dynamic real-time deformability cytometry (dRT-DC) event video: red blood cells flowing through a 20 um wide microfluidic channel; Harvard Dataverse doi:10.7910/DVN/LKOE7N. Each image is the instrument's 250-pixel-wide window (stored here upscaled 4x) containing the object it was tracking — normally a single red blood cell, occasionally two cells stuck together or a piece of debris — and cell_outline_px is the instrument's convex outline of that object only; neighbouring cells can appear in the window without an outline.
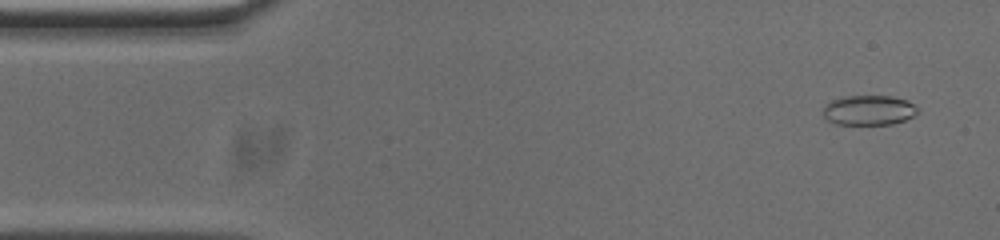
{"species": "common noctule bat (a hibernating species)", "species_latin": "Nyctalus noctula", "temperature_condition": "cold", "stored_images_in_passage": 53, "camera_frame_rate_fps": 3000, "um_per_image_px": 0.085, "animal": {"sex": "male", "body_mass_g": 20.0, "forearm_length_mm": 53.3}, "frame": {"image": 1, "passage_image": 3, "time_ms": 0.667, "image_size_px": [1000, 240], "cell_outline_px": [[920, 112], [904, 120], [892, 124], [836, 124], [828, 120], [824, 116], [824, 108], [832, 100], [844, 96], [892, 96], [908, 100], [920, 108]], "centroid_in_image_um": [73.91, 9.36], "position_along_channel_um": 11.1, "area_um2": 16.47}}
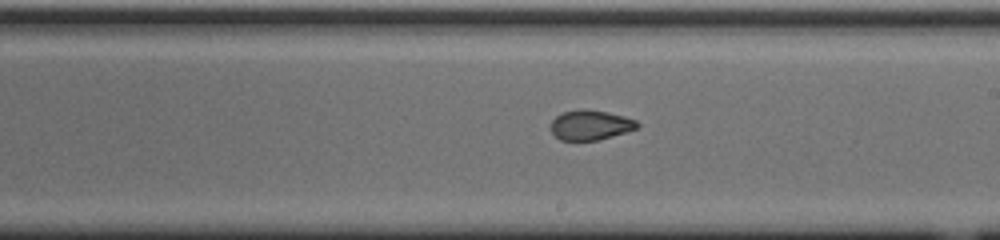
{"frame": {"image": 2, "passage_image": 29, "time_ms": 9.333, "image_size_px": [1000, 240], "cell_outline_px": [[640, 124], [636, 128], [612, 136], [596, 140], [560, 140], [552, 132], [552, 120], [556, 116], [564, 112], [608, 112], [624, 116], [636, 120]], "centroid_in_image_um": [50.21, 10.67], "position_along_channel_um": 238.8, "area_um2": 14.22}}
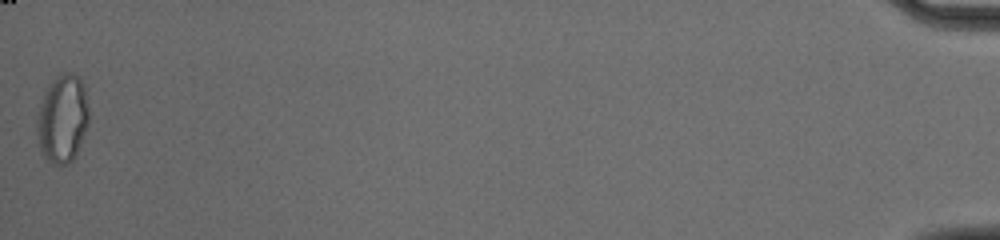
{"frame": {"image": 3, "passage_image": 53, "time_ms": 17.333, "image_size_px": [1000, 240], "cell_outline_px": [[88, 124], [76, 156], [68, 164], [52, 164], [40, 152], [36, 132], [36, 116], [44, 92], [48, 84], [56, 76], [64, 72], [72, 72], [80, 76], [84, 84], [88, 108]], "centroid_in_image_um": [5.3, 10.07], "position_along_channel_um": 429.9, "area_um2": 27.17}, "authors_computed_cell_mechanics": {"area_um2": 16.6464, "velocity_mm_per_s": 3.7582, "shape_relaxation_time_tau1_ms": null, "shape_relaxation_time_tau2_ms": 1.5189, "deformation_change_tau1": null, "deformation_change_tau2": 0.0639}}